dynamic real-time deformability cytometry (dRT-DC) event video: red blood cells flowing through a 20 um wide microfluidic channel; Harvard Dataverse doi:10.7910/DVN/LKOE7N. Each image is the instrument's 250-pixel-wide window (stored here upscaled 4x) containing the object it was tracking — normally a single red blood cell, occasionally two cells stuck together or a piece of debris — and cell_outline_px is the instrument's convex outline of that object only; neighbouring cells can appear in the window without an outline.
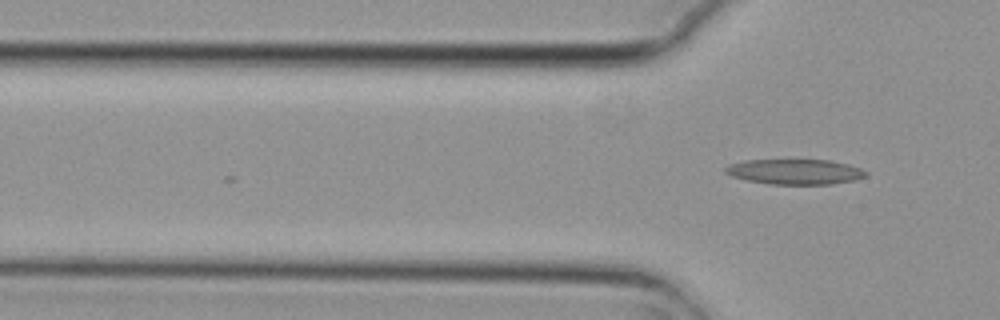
{"species": "common noctule bat (a hibernating species)", "species_latin": "Nyctalus noctula", "temperature_condition": "cold", "stored_images_in_passage": 3, "camera_frame_rate_fps": 3000, "um_per_image_px": 0.085, "animal": {"sex": "female", "body_mass_g": 29.2, "forearm_length_mm": 56.3}, "frame": {"image": 1, "passage_image": 3, "time_ms": 0.667, "image_size_px": [1000, 320], "cell_outline_px": [[868, 176], [852, 180], [832, 184], [772, 184], [748, 180], [732, 176], [724, 172], [724, 168], [732, 164], [748, 160], [828, 160], [848, 164], [860, 168], [868, 172]], "centroid_in_image_um": [67.61, 14.6], "position_along_channel_um": 58.2, "area_um2": 20.4}}